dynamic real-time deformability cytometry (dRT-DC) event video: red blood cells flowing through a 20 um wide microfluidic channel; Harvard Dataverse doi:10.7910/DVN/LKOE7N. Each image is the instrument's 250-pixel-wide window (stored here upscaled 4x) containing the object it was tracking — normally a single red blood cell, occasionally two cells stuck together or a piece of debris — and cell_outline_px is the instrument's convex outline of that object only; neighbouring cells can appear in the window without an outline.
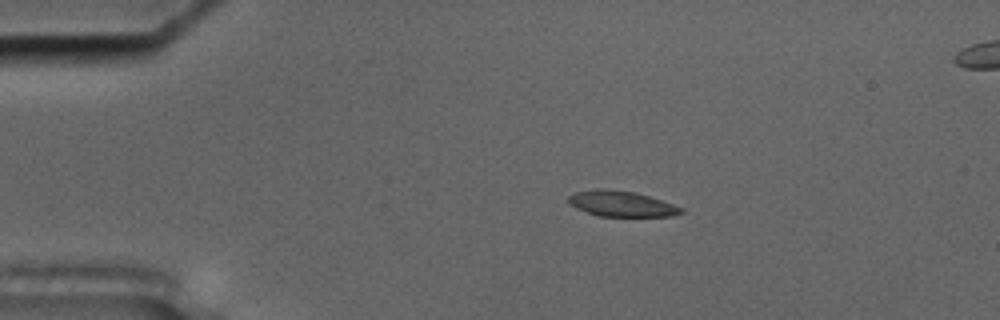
{"species": "common noctule bat (a hibernating species)", "species_latin": "Nyctalus noctula", "temperature_condition": "cold", "stored_images_in_passage": 58, "camera_frame_rate_fps": 3000, "um_per_image_px": 0.085, "animal": {"sex": "male", "body_mass_g": 17.5, "forearm_length_mm": 52.3}, "frame": {"image": 1, "passage_image": 12, "time_ms": 3.667, "image_size_px": [1000, 320], "cell_outline_px": [[684, 212], [672, 216], [600, 216], [576, 208], [568, 204], [568, 196], [576, 192], [596, 188], [608, 188], [636, 192], [684, 208]], "centroid_in_image_um": [52.8, 17.31], "position_along_channel_um": 32.2, "area_um2": 16.82}}
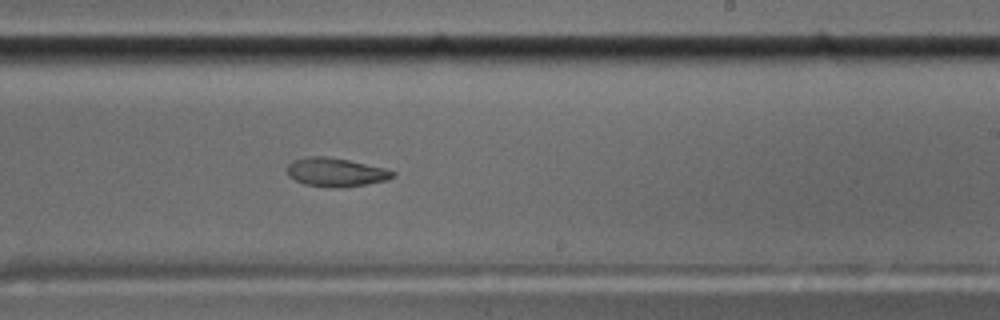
{"frame": {"image": 2, "passage_image": 35, "time_ms": 11.333, "image_size_px": [1000, 320], "cell_outline_px": [[396, 176], [388, 180], [368, 184], [340, 188], [332, 188], [304, 184], [288, 176], [288, 164], [292, 160], [308, 156], [328, 156], [348, 160], [384, 168], [396, 172]], "centroid_in_image_um": [28.56, 14.64], "position_along_channel_um": 260.4, "area_um2": 17.8}}
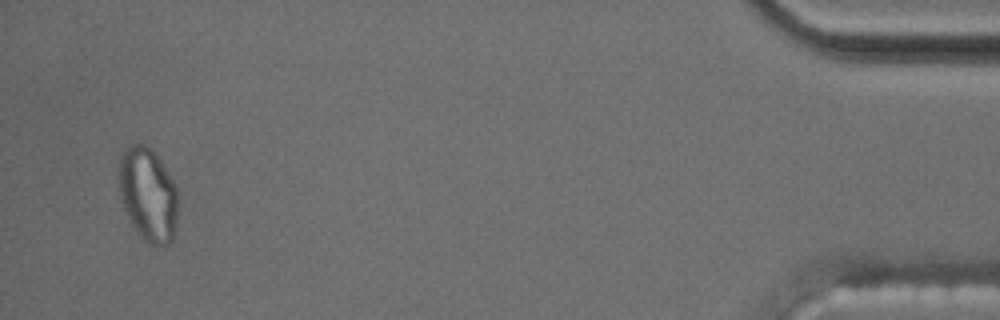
{"frame": {"image": 3, "passage_image": 55, "time_ms": 18.0, "image_size_px": [1000, 320], "cell_outline_px": [[176, 220], [172, 240], [156, 248], [140, 236], [136, 232], [120, 200], [116, 176], [116, 172], [120, 160], [124, 152], [132, 144], [144, 144], [152, 148], [156, 152], [172, 180], [176, 188]], "centroid_in_image_um": [12.53, 16.51], "position_along_channel_um": 422.7, "area_um2": 32.37}}